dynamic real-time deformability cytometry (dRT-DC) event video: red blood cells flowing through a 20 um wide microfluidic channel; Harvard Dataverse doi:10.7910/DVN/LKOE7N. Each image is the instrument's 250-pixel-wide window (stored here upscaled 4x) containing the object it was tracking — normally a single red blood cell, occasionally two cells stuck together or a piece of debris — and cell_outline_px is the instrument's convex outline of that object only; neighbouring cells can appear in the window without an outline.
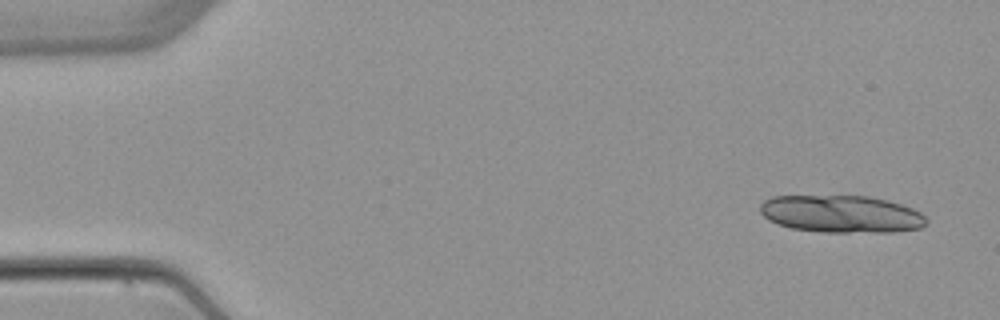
{"species": "common noctule bat (a hibernating species)", "species_latin": "Nyctalus noctula", "temperature_condition": "warm", "stored_images_in_passage": 6, "camera_frame_rate_fps": 3000, "um_per_image_px": 0.085, "animal": {"sex": "female", "body_mass_g": 22.7, "forearm_length_mm": 54.2}, "frame": {"image": 1, "passage_image": 1, "time_ms": 0.0, "image_size_px": [1000, 320], "cell_outline_px": [[928, 220], [920, 228], [892, 232], [820, 232], [792, 228], [768, 220], [760, 212], [760, 204], [764, 200], [772, 196], [868, 196], [888, 200], [912, 208], [920, 212]], "centroid_in_image_um": [71.5, 18.19], "position_along_channel_um": 13.5, "area_um2": 36.18}}
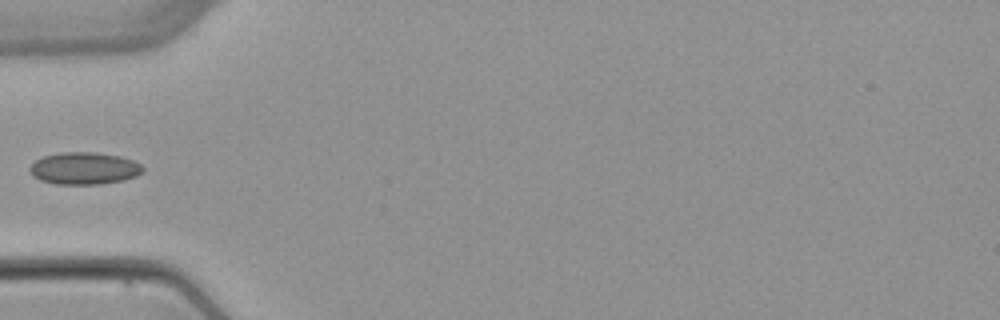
{"frame": {"image": 2, "passage_image": 5, "time_ms": 5.0, "image_size_px": [1000, 320], "cell_outline_px": [[144, 168], [136, 176], [124, 180], [100, 184], [56, 184], [40, 180], [32, 176], [28, 172], [28, 168], [36, 160], [44, 156], [60, 152], [96, 152], [120, 156], [132, 160], [140, 164]], "centroid_in_image_um": [7.12, 14.31], "position_along_channel_um": 77.9, "area_um2": 21.27}}
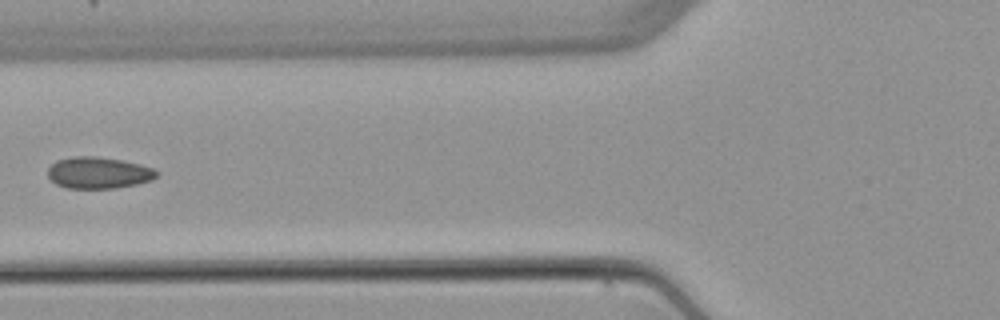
{"frame": {"image": 3, "passage_image": 6, "time_ms": 6.0, "image_size_px": [1000, 320], "cell_outline_px": [[160, 172], [152, 180], [136, 184], [112, 188], [68, 188], [56, 184], [48, 176], [48, 168], [56, 160], [72, 156], [96, 156], [120, 160], [140, 164], [152, 168]], "centroid_in_image_um": [8.36, 14.68], "position_along_channel_um": 117.4, "area_um2": 19.94}}